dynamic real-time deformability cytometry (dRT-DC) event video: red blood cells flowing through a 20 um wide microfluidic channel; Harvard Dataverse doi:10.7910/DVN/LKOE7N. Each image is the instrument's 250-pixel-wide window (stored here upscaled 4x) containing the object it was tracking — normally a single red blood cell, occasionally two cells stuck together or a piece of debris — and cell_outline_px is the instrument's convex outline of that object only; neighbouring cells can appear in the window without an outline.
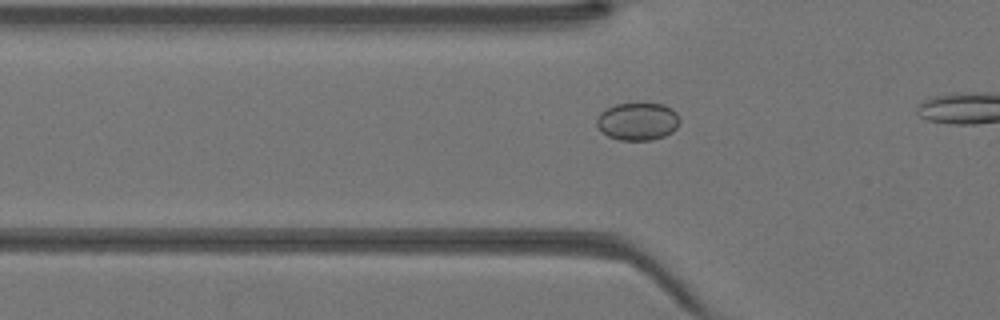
{"species": "Egyptian fruit bat (a non-hibernating species)", "species_latin": "Rousettus aegyptiacus", "temperature_condition": "warm", "stored_images_in_passage": 13, "camera_frame_rate_fps": 3000, "um_per_image_px": 0.085, "animal": {"sex": "female"}, "frame": {"image": 1, "passage_image": 8, "time_ms": 2.333, "image_size_px": [1000, 320], "cell_outline_px": [[680, 120], [676, 128], [672, 132], [664, 136], [652, 140], [620, 140], [608, 136], [600, 132], [596, 124], [596, 120], [600, 112], [616, 104], [664, 104], [672, 108], [676, 112]], "centroid_in_image_um": [54.19, 10.33], "position_along_channel_um": 71.6, "area_um2": 18.26}}
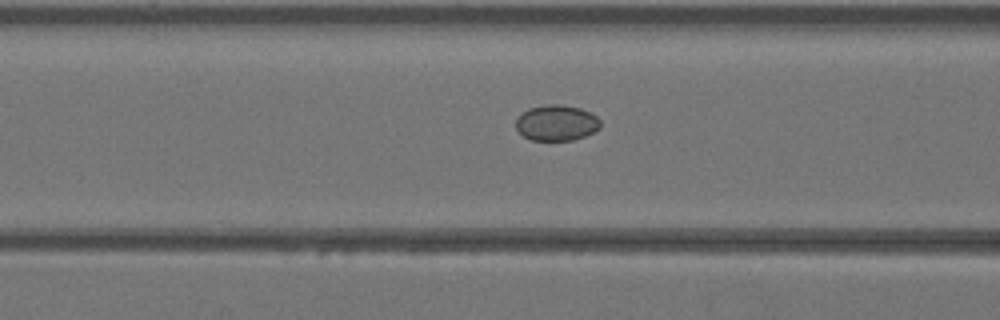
{"frame": {"image": 2, "passage_image": 11, "time_ms": 3.333, "image_size_px": [1000, 320], "cell_outline_px": [[600, 128], [584, 136], [572, 140], [532, 140], [524, 136], [516, 128], [516, 120], [528, 108], [548, 104], [560, 104], [580, 108], [596, 116], [600, 120]], "centroid_in_image_um": [47.3, 10.44], "position_along_channel_um": 119.3, "area_um2": 17.4}}